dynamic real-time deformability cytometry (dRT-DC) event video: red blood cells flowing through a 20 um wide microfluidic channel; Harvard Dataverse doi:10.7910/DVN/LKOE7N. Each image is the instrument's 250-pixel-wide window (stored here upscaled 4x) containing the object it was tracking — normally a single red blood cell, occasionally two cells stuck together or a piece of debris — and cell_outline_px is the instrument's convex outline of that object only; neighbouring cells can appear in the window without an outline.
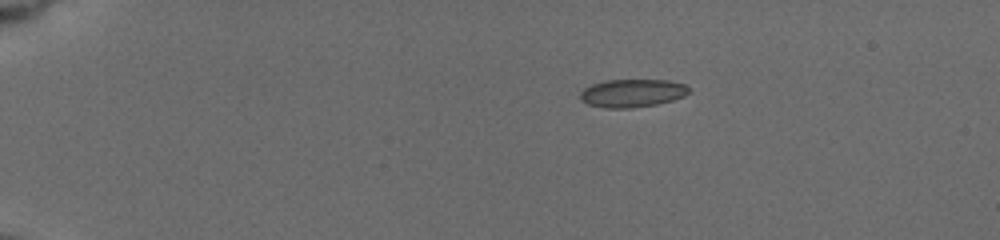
{"species": "common noctule bat (a hibernating species)", "species_latin": "Nyctalus noctula", "temperature_condition": "cold", "stored_images_in_passage": 46, "camera_frame_rate_fps": 3000, "um_per_image_px": 0.085, "animal": {"sex": "female", "body_mass_g": 19.5, "forearm_length_mm": 54.1}, "frame": {"image": 1, "passage_image": 1, "time_ms": 0.0, "image_size_px": [1000, 240], "cell_outline_px": [[688, 92], [684, 96], [672, 100], [656, 104], [628, 108], [608, 108], [588, 104], [580, 96], [580, 92], [584, 88], [592, 84], [604, 80], [668, 80], [684, 84], [688, 88]], "centroid_in_image_um": [53.73, 7.9], "position_along_channel_um": 31.3, "area_um2": 17.51}}
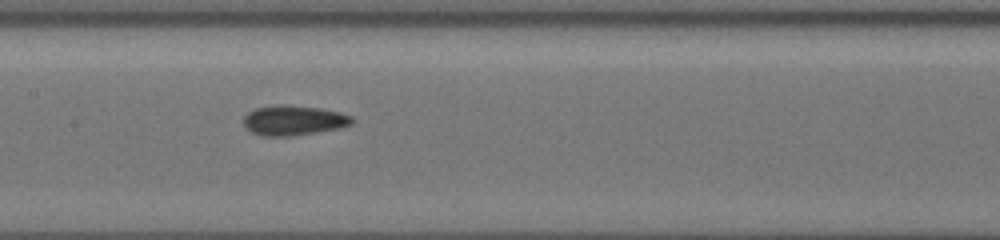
{"frame": {"image": 2, "passage_image": 20, "time_ms": 6.333, "image_size_px": [1000, 240], "cell_outline_px": [[352, 124], [340, 128], [288, 136], [264, 136], [252, 132], [244, 124], [244, 116], [248, 112], [256, 108], [276, 104], [284, 104], [320, 108], [340, 112], [352, 116]], "centroid_in_image_um": [24.96, 10.21], "position_along_channel_um": 182.4, "area_um2": 18.79}}
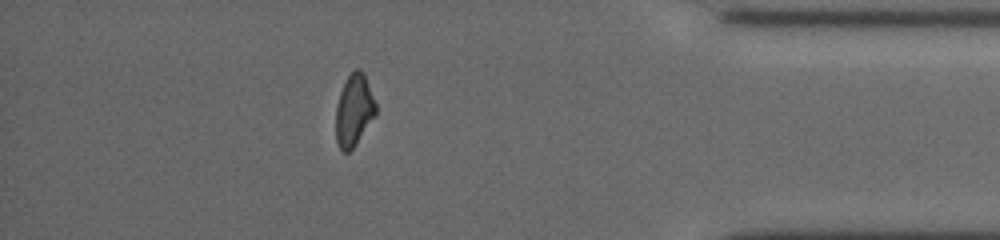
{"frame": {"image": 3, "passage_image": 40, "time_ms": 13.0, "image_size_px": [1000, 240], "cell_outline_px": [[376, 116], [352, 148], [348, 152], [344, 152], [340, 148], [336, 140], [336, 104], [340, 92], [348, 76], [356, 68], [360, 68], [364, 72], [376, 104]], "centroid_in_image_um": [30.1, 9.35], "position_along_channel_um": 405.1, "area_um2": 16.65}, "authors_computed_cell_mechanics": {"area_um2": 17.6868, "velocity_mm_per_s": 3.7679, "shape_relaxation_time_tau1_ms": 5.2009, "shape_relaxation_time_tau2_ms": 3.4893, "deformation_change_tau1": 0.1066, "deformation_change_tau2": 0.0733}}